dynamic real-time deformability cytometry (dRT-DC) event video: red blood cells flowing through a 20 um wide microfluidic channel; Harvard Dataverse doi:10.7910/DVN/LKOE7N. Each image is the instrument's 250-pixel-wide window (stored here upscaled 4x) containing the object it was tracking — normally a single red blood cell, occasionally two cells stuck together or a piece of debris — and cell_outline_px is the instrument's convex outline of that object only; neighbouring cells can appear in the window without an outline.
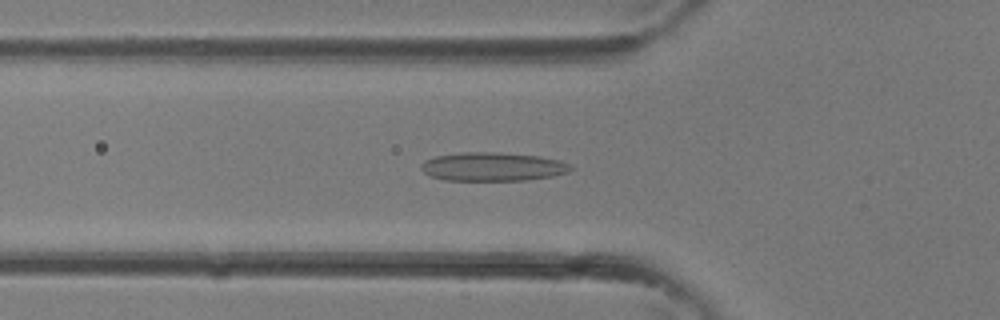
{"species": "common noctule bat (a hibernating species)", "species_latin": "Nyctalus noctula", "temperature_condition": "room temperature", "stored_images_in_passage": 36, "camera_frame_rate_fps": 3000, "um_per_image_px": 0.085, "animal": {"sex": "female"}, "frame": {"image": 1, "passage_image": 12, "time_ms": 3.667, "image_size_px": [1000, 320], "cell_outline_px": [[572, 168], [568, 172], [552, 176], [524, 180], [444, 180], [428, 176], [420, 168], [420, 164], [424, 160], [436, 156], [460, 152], [496, 152], [540, 156], [560, 160], [572, 164]], "centroid_in_image_um": [41.85, 14.16], "position_along_channel_um": 83.9, "area_um2": 25.14}}
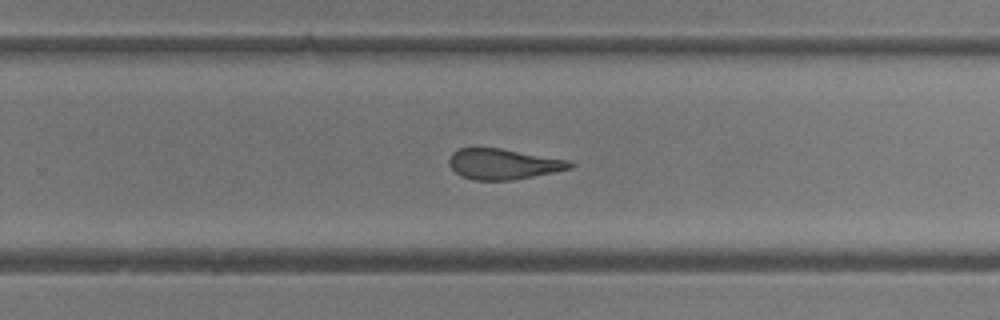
{"frame": {"image": 2, "passage_image": 23, "time_ms": 7.333, "image_size_px": [1000, 320], "cell_outline_px": [[576, 164], [572, 168], [512, 180], [472, 180], [460, 176], [448, 164], [448, 160], [452, 152], [460, 148], [500, 148], [572, 160]], "centroid_in_image_um": [42.79, 13.94], "position_along_channel_um": 287.0, "area_um2": 21.68}}
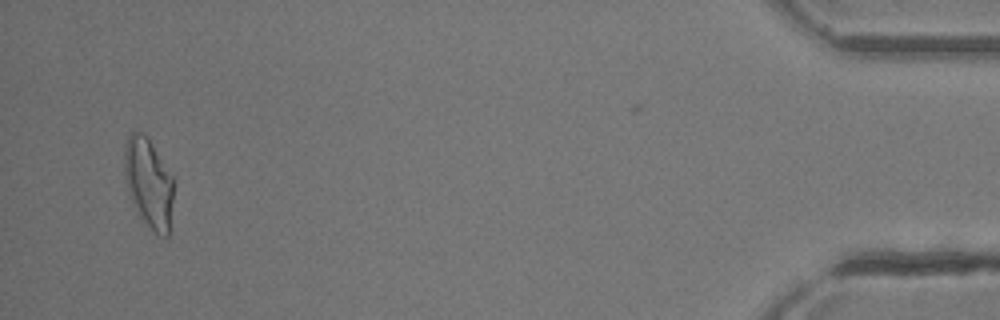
{"frame": {"image": 3, "passage_image": 35, "time_ms": 11.333, "image_size_px": [1000, 320], "cell_outline_px": [[176, 180], [168, 236], [156, 236], [140, 216], [132, 204], [124, 176], [124, 144], [128, 136], [132, 132], [140, 132], [148, 136]], "centroid_in_image_um": [12.66, 15.54], "position_along_channel_um": 422.5, "area_um2": 26.47}}